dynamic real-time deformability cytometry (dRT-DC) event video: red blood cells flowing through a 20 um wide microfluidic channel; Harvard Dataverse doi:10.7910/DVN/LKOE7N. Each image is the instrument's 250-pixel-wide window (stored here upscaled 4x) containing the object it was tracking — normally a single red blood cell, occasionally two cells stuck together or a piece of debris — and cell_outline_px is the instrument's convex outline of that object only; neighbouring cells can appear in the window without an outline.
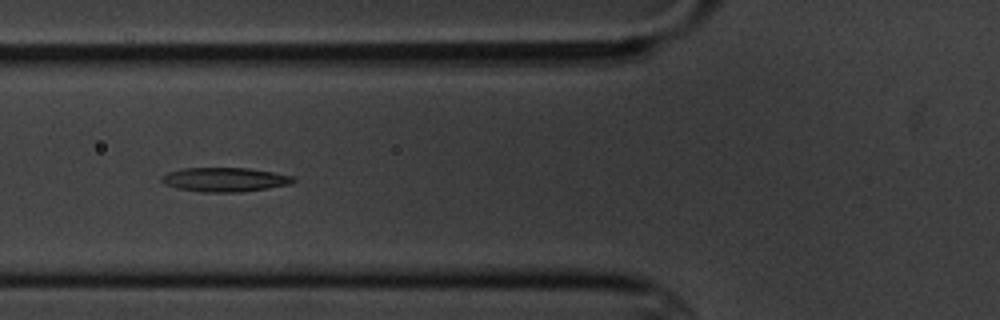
{"species": "common noctule bat (a hibernating species)", "species_latin": "Nyctalus noctula", "temperature_condition": "cold", "stored_images_in_passage": 13, "segment_of_instrument_passage": [1, 2], "camera_frame_rate_fps": 3000, "um_per_image_px": 0.085, "animal": {"sex": "male", "body_mass_g": 20.1, "forearm_length_mm": 53.5}, "frame": {"image": 1, "passage_image": 5, "time_ms": 5.333, "image_size_px": [1000, 320], "cell_outline_px": [[296, 180], [292, 184], [268, 188], [240, 192], [200, 192], [176, 188], [164, 184], [160, 180], [160, 176], [168, 172], [184, 168], [248, 168], [296, 176]], "centroid_in_image_um": [19.11, 15.27], "position_along_channel_um": 106.7, "area_um2": 18.73}}
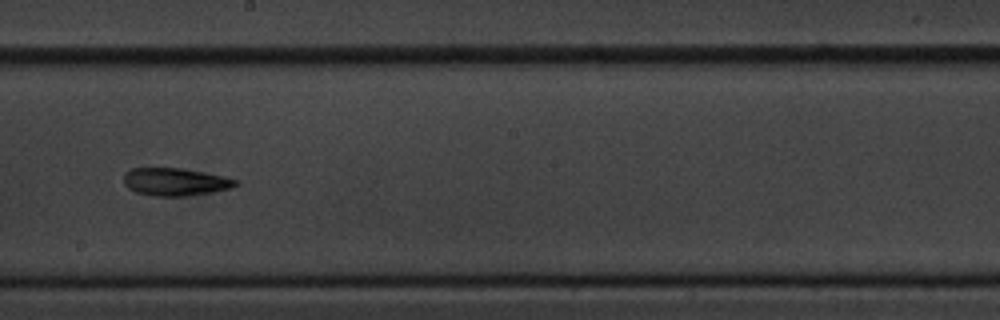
{"frame": {"image": 2, "passage_image": 8, "time_ms": 9.0, "image_size_px": [1000, 320], "cell_outline_px": [[240, 184], [232, 188], [212, 192], [184, 196], [156, 196], [136, 192], [128, 188], [124, 184], [124, 176], [132, 168], [180, 168], [204, 172], [224, 176], [240, 180]], "centroid_in_image_um": [14.96, 15.46], "position_along_channel_um": 233.2, "area_um2": 18.09}}
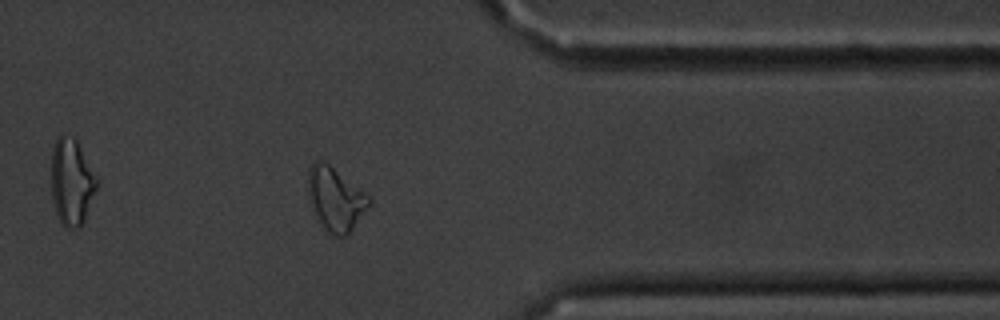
{"frame": {"image": 3, "passage_image": 12, "time_ms": 13.667, "image_size_px": [1000, 320], "cell_outline_px": [[372, 204], [348, 236], [336, 236], [324, 232], [316, 216], [308, 196], [308, 172], [312, 164], [316, 160], [324, 160], [372, 196]], "centroid_in_image_um": [28.56, 16.94], "position_along_channel_um": 382.8, "area_um2": 23.24}}